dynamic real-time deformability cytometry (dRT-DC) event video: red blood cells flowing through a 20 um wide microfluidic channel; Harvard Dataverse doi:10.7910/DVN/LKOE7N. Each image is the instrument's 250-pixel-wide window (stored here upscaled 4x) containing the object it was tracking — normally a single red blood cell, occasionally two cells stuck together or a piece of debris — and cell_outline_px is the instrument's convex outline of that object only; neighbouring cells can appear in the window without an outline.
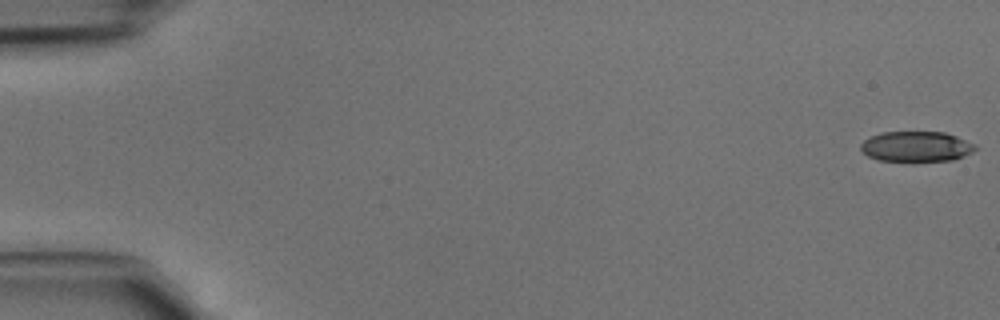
{"species": "common noctule bat (a hibernating species)", "species_latin": "Nyctalus noctula", "temperature_condition": "cold", "stored_images_in_passage": 46, "camera_frame_rate_fps": 3000, "um_per_image_px": 0.085, "animal": {"sex": "male", "body_mass_g": 15.6}, "frame": {"image": 1, "passage_image": 1, "time_ms": 0.0, "image_size_px": [1000, 320], "cell_outline_px": [[976, 148], [972, 152], [964, 156], [952, 160], [876, 160], [868, 156], [860, 148], [860, 144], [864, 140], [872, 136], [884, 132], [944, 132], [956, 136], [976, 144]], "centroid_in_image_um": [77.89, 12.44], "position_along_channel_um": 7.1, "area_um2": 19.94}}
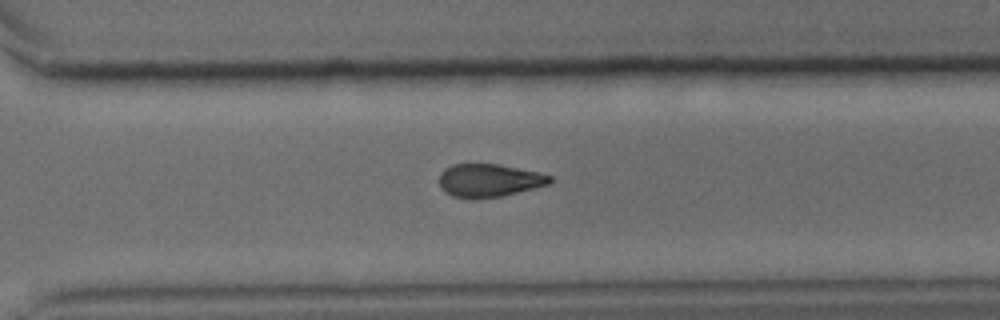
{"frame": {"image": 2, "passage_image": 33, "time_ms": 10.667, "image_size_px": [1000, 320], "cell_outline_px": [[552, 180], [548, 184], [500, 196], [476, 200], [472, 200], [452, 196], [444, 192], [440, 188], [440, 176], [452, 164], [500, 164], [540, 172], [552, 176]], "centroid_in_image_um": [41.56, 15.35], "position_along_channel_um": 329.0, "area_um2": 21.33}}
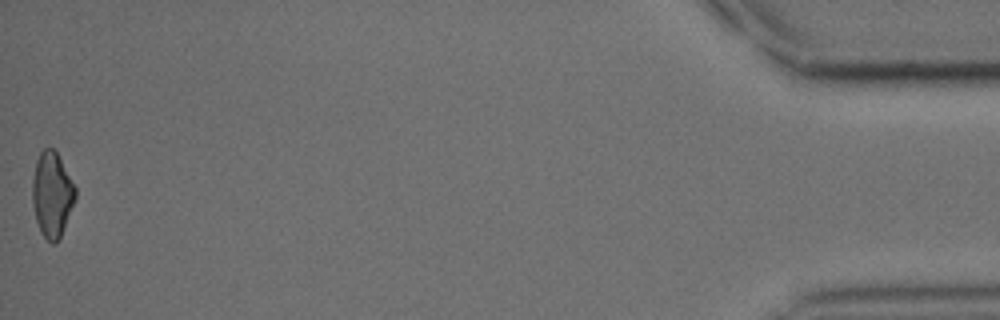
{"frame": {"image": 3, "passage_image": 46, "time_ms": 15.0, "image_size_px": [1000, 320], "cell_outline_px": [[76, 196], [60, 236], [52, 244], [40, 232], [36, 220], [32, 204], [32, 180], [36, 160], [40, 152], [44, 148], [52, 148], [56, 152], [76, 188]], "centroid_in_image_um": [4.39, 16.51], "position_along_channel_um": 430.8, "area_um2": 20.92}}